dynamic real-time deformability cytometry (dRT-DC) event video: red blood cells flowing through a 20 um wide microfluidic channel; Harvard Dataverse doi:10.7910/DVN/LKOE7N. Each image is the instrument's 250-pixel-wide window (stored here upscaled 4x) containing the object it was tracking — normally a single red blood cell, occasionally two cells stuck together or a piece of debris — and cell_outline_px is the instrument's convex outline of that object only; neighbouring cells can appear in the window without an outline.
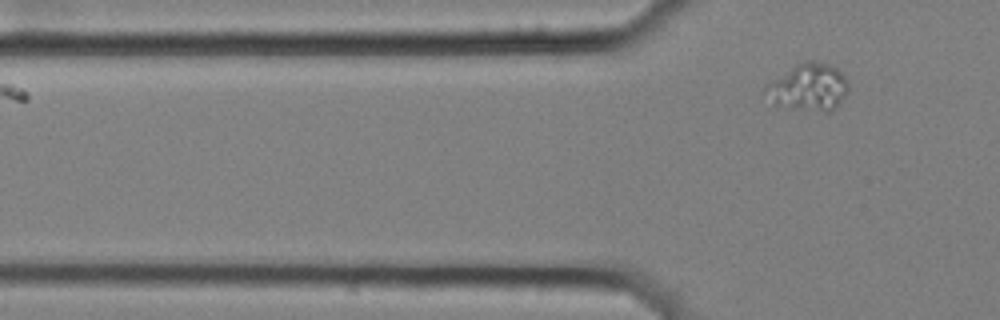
{"species": "common noctule bat (a hibernating species)", "species_latin": "Nyctalus noctula", "temperature_condition": "cold", "stored_images_in_passage": 3, "camera_frame_rate_fps": 3000, "um_per_image_px": 0.085, "animal": {"sex": "female", "body_mass_g": 25.1}, "frame": {"image": 1, "passage_image": 3, "time_ms": 0.667, "image_size_px": [1000, 320], "cell_outline_px": [[848, 92], [836, 108], [832, 112], [824, 112], [776, 104], [760, 92], [772, 80], [804, 60], [812, 60], [828, 64], [836, 68], [848, 80]], "centroid_in_image_um": [68.75, 7.41], "position_along_channel_um": 57.1, "area_um2": 22.6}}